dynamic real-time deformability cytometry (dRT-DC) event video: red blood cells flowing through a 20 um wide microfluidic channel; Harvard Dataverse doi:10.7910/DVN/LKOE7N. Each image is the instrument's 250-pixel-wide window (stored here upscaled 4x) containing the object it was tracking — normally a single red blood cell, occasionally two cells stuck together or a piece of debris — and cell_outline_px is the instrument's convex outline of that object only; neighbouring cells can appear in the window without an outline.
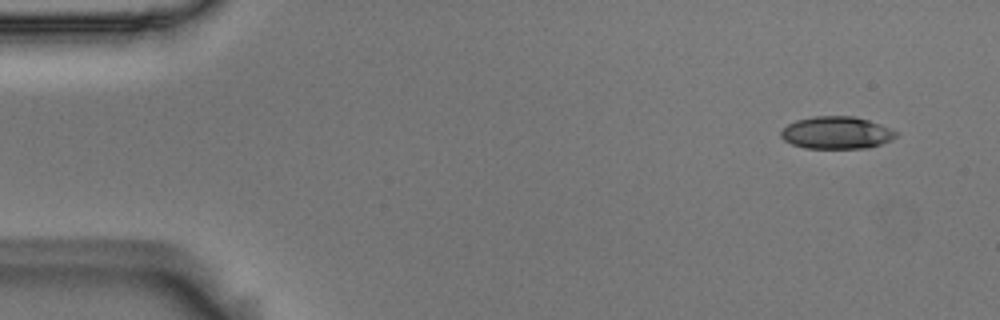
{"species": "Egyptian fruit bat (a non-hibernating species)", "species_latin": "Rousettus aegyptiacus", "temperature_condition": "room temperature", "stored_images_in_passage": 3, "camera_frame_rate_fps": 3000, "um_per_image_px": 0.085, "animal": {"sex": "male"}, "frame": {"image": 1, "passage_image": 1, "time_ms": 0.0, "image_size_px": [1000, 320], "cell_outline_px": [[900, 132], [892, 140], [868, 148], [804, 148], [792, 144], [784, 140], [780, 136], [780, 132], [788, 124], [796, 120], [816, 116], [852, 116], [868, 120], [880, 124]], "centroid_in_image_um": [71.12, 11.28], "position_along_channel_um": 13.9, "area_um2": 21.73}}